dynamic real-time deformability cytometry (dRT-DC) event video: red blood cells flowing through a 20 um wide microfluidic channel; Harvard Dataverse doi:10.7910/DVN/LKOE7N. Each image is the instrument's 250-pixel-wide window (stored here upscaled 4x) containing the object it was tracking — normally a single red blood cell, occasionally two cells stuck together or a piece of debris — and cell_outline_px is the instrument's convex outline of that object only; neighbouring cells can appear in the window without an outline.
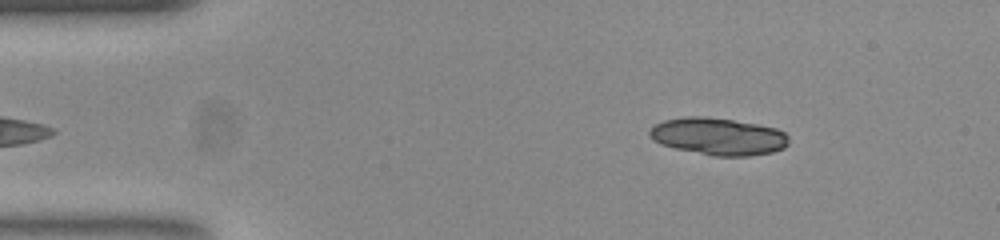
{"species": "common noctule bat (a hibernating species)", "species_latin": "Nyctalus noctula", "temperature_condition": "room temperature", "stored_images_in_passage": 46, "segment_of_instrument_passage": [1, 2], "camera_frame_rate_fps": 3000, "um_per_image_px": 0.085, "animal": {"sex": "female", "body_mass_g": 23.0, "forearm_length_mm": 53.4}, "frame": {"image": 1, "passage_image": 2, "time_ms": 0.333, "image_size_px": [1000, 240], "cell_outline_px": [[788, 144], [784, 148], [772, 152], [748, 156], [712, 156], [676, 148], [660, 144], [652, 140], [648, 136], [648, 132], [652, 124], [664, 120], [684, 116], [704, 116], [732, 120], [756, 124], [776, 128], [784, 132], [788, 136]], "centroid_in_image_um": [61.0, 11.59], "position_along_channel_um": 24.0, "area_um2": 30.4}}